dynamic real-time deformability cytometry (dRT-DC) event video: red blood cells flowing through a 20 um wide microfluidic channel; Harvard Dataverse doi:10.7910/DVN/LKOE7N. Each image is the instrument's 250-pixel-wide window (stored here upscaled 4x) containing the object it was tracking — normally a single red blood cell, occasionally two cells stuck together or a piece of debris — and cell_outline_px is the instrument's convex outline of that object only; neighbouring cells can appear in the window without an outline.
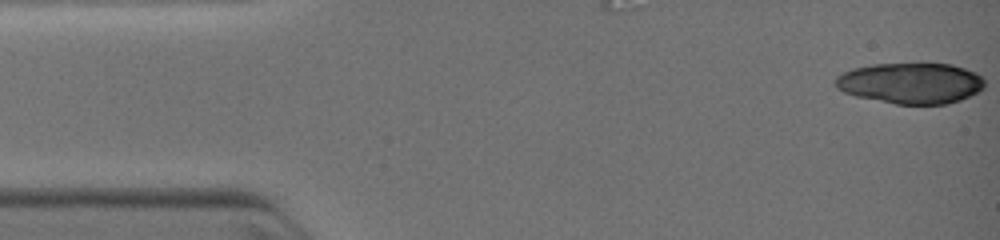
{"species": "common noctule bat (a hibernating species)", "species_latin": "Nyctalus noctula", "temperature_condition": "warm", "stored_images_in_passage": 33, "camera_frame_rate_fps": 3000, "um_per_image_px": 0.085, "animal": {"sex": "female", "body_mass_g": 19.0, "forearm_length_mm": 51.5}, "frame": {"image": 1, "passage_image": 1, "time_ms": 0.0, "image_size_px": [1000, 240], "cell_outline_px": [[984, 88], [980, 92], [960, 100], [948, 104], [896, 104], [856, 96], [844, 92], [836, 88], [836, 76], [852, 68], [872, 64], [952, 64], [976, 72], [984, 76]], "centroid_in_image_um": [77.45, 7.07], "position_along_channel_um": 7.5, "area_um2": 35.72}}
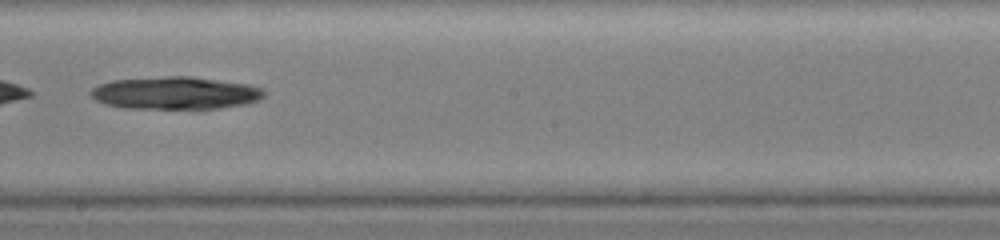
{"frame": {"image": 2, "passage_image": 19, "time_ms": 7.0, "image_size_px": [1000, 240], "cell_outline_px": [[264, 96], [260, 100], [248, 104], [220, 108], [124, 108], [104, 104], [88, 96], [88, 92], [92, 88], [100, 84], [112, 80], [168, 76], [188, 76], [248, 84], [264, 88]], "centroid_in_image_um": [14.89, 7.91], "position_along_channel_um": 233.3, "area_um2": 33.06}}
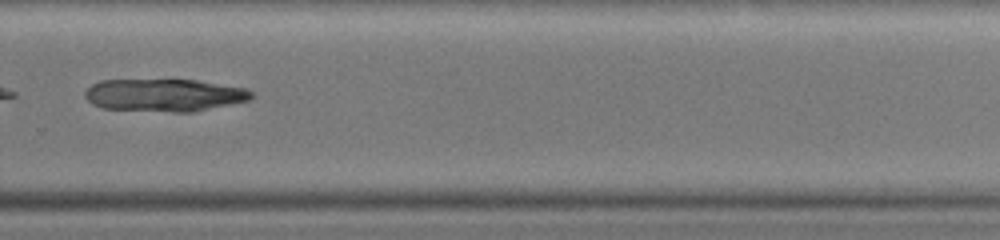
{"frame": {"image": 3, "passage_image": 23, "time_ms": 8.667, "image_size_px": [1000, 240], "cell_outline_px": [[256, 96], [252, 100], [192, 112], [172, 112], [104, 108], [92, 104], [84, 96], [84, 92], [92, 84], [100, 80], [200, 80], [244, 88], [256, 92]], "centroid_in_image_um": [14.03, 8.08], "position_along_channel_um": 315.8, "area_um2": 31.85}}